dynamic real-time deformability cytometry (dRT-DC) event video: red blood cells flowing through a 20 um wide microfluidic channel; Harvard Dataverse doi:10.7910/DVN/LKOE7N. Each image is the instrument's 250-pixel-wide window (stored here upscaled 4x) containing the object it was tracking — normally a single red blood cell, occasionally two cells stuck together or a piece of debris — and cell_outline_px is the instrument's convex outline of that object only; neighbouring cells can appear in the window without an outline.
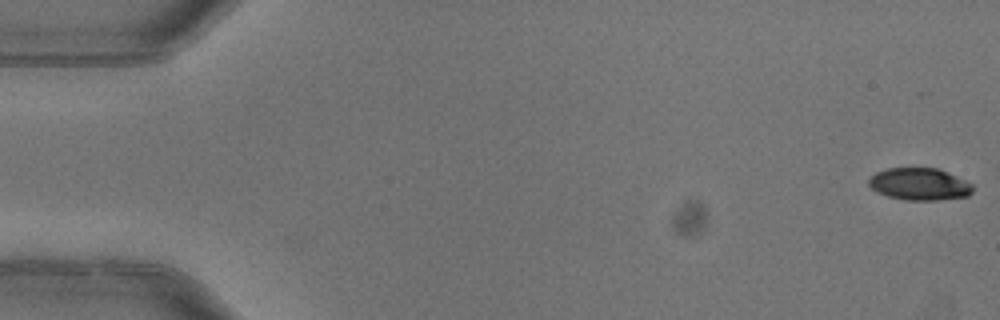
{"species": "common noctule bat (a hibernating species)", "species_latin": "Nyctalus noctula", "temperature_condition": "warm", "stored_images_in_passage": 4, "camera_frame_rate_fps": 3000, "um_per_image_px": 0.085, "animal": {"sex": "female"}, "frame": {"image": 1, "passage_image": 1, "time_ms": 0.0, "image_size_px": [1000, 320], "cell_outline_px": [[972, 192], [968, 196], [940, 200], [904, 200], [888, 196], [876, 192], [868, 184], [868, 180], [876, 172], [888, 168], [936, 168], [948, 172], [972, 184]], "centroid_in_image_um": [78.14, 15.66], "position_along_channel_um": 6.9, "area_um2": 19.48}}
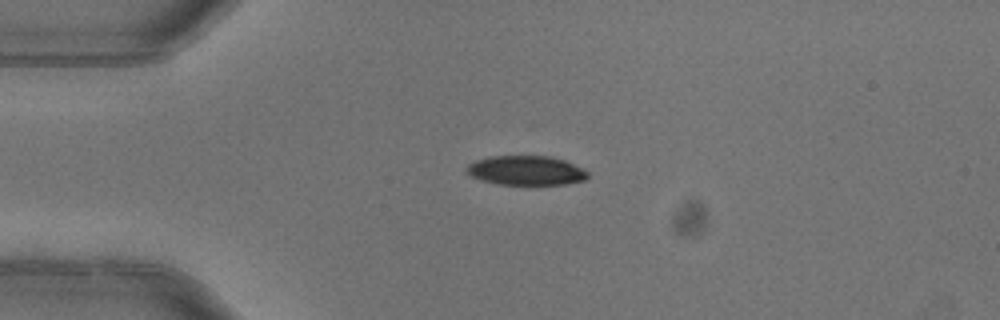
{"frame": {"image": 2, "passage_image": 4, "time_ms": 1.0, "image_size_px": [1000, 320], "cell_outline_px": [[588, 176], [584, 180], [564, 184], [496, 184], [480, 180], [472, 176], [464, 168], [468, 164], [476, 160], [488, 156], [548, 156], [564, 160], [588, 172]], "centroid_in_image_um": [44.66, 14.48], "position_along_channel_um": 40.3, "area_um2": 20.58}}